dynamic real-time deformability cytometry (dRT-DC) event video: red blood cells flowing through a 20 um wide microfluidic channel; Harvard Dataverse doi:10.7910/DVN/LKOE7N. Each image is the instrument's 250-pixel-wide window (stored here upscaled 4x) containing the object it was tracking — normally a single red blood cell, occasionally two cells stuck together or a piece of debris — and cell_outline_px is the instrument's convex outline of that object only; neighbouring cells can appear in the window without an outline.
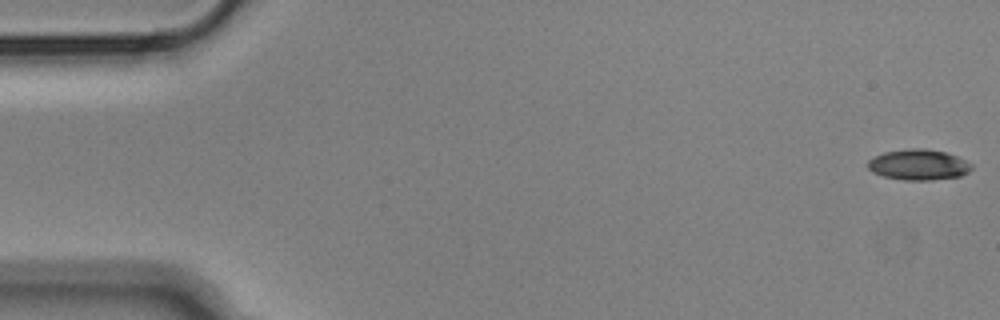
{"species": "Egyptian fruit bat (a non-hibernating species)", "species_latin": "Rousettus aegyptiacus", "temperature_condition": "cold", "stored_images_in_passage": 55, "camera_frame_rate_fps": 3000, "um_per_image_px": 0.085, "animal": {"sex": "male"}, "frame": {"image": 1, "passage_image": 1, "time_ms": 0.0, "image_size_px": [1000, 320], "cell_outline_px": [[972, 168], [968, 172], [960, 176], [928, 180], [904, 180], [884, 176], [872, 172], [868, 168], [868, 160], [884, 152], [912, 148], [924, 148], [944, 152], [956, 156], [972, 164]], "centroid_in_image_um": [78.07, 14.0], "position_along_channel_um": 6.9, "area_um2": 18.32}}
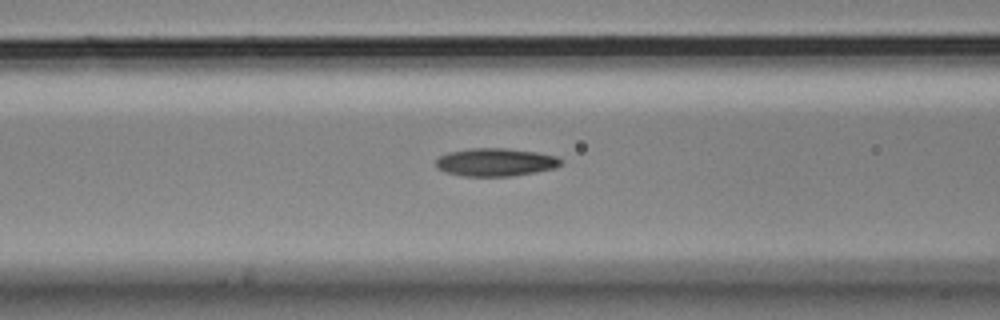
{"frame": {"image": 2, "passage_image": 22, "time_ms": 7.0, "image_size_px": [1000, 320], "cell_outline_px": [[560, 164], [556, 168], [536, 172], [512, 176], [460, 176], [444, 172], [436, 168], [436, 160], [440, 156], [448, 152], [468, 148], [504, 148], [536, 152], [556, 156], [560, 160]], "centroid_in_image_um": [42.07, 13.79], "position_along_channel_um": 124.5, "area_um2": 20.46}}
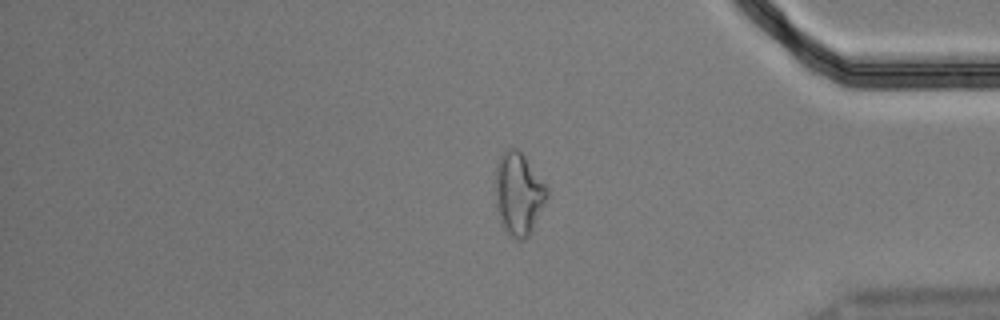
{"frame": {"image": 3, "passage_image": 46, "time_ms": 15.0, "image_size_px": [1000, 320], "cell_outline_px": [[548, 196], [528, 236], [524, 240], [516, 240], [508, 236], [500, 220], [496, 208], [496, 164], [500, 156], [508, 148], [516, 148], [524, 156], [548, 188]], "centroid_in_image_um": [44.06, 16.49], "position_along_channel_um": 391.1, "area_um2": 24.51}, "authors_computed_cell_mechanics": {"area_um2": 19.8832, "velocity_mm_per_s": 3.6214, "shape_relaxation_time_tau1_ms": 7.9404, "shape_relaxation_time_tau2_ms": 5.8484, "deformation_change_tau1": 0.2065, "deformation_change_tau2": 0.1543}}